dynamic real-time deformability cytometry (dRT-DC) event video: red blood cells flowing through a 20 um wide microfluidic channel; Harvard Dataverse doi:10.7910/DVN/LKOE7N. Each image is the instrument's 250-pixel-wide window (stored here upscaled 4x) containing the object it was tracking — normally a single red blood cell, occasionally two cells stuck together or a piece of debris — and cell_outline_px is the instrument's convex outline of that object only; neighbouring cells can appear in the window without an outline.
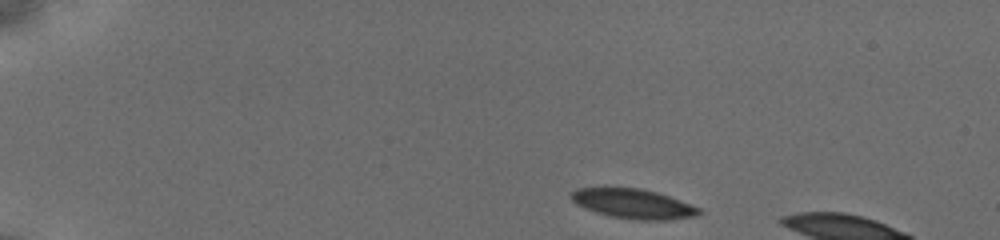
{"species": "common noctule bat (a hibernating species)", "species_latin": "Nyctalus noctula", "temperature_condition": "cold", "stored_images_in_passage": 6, "camera_frame_rate_fps": 3000, "um_per_image_px": 0.085, "animal": {"sex": "female", "body_mass_g": 19.5, "forearm_length_mm": 54.1}, "frame": {"image": 1, "passage_image": 1, "time_ms": 0.0, "image_size_px": [1000, 240], "cell_outline_px": [[700, 212], [692, 216], [668, 220], [632, 220], [608, 216], [584, 208], [576, 204], [572, 200], [568, 192], [576, 188], [604, 184], [640, 188], [656, 192], [680, 200], [700, 208]], "centroid_in_image_um": [53.66, 17.26], "position_along_channel_um": 31.3, "area_um2": 22.95}}